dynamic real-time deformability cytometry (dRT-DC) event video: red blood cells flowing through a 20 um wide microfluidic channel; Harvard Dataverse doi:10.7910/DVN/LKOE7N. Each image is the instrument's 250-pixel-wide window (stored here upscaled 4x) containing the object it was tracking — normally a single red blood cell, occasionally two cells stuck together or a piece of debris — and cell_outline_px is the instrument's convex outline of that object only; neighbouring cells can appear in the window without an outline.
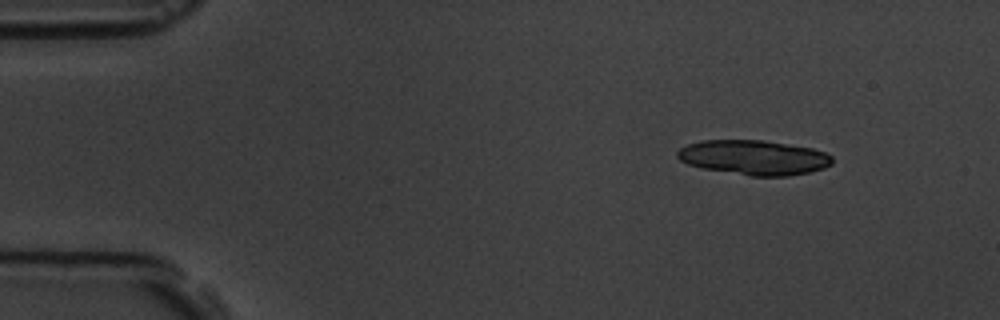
{"species": "common noctule bat (a hibernating species)", "species_latin": "Nyctalus noctula", "temperature_condition": "room temperature", "stored_images_in_passage": 4, "camera_frame_rate_fps": 3000, "um_per_image_px": 0.085, "animal": {"sex": "male", "body_mass_g": 19.5, "forearm_length_mm": 54.6}, "frame": {"image": 1, "passage_image": 1, "time_ms": 0.0, "image_size_px": [1000, 320], "cell_outline_px": [[832, 164], [824, 168], [808, 172], [788, 176], [752, 176], [704, 168], [688, 164], [680, 160], [676, 156], [676, 152], [680, 148], [688, 144], [700, 140], [764, 140], [812, 148], [824, 152], [832, 156]], "centroid_in_image_um": [64.07, 13.38], "position_along_channel_um": 20.9, "area_um2": 31.27}}